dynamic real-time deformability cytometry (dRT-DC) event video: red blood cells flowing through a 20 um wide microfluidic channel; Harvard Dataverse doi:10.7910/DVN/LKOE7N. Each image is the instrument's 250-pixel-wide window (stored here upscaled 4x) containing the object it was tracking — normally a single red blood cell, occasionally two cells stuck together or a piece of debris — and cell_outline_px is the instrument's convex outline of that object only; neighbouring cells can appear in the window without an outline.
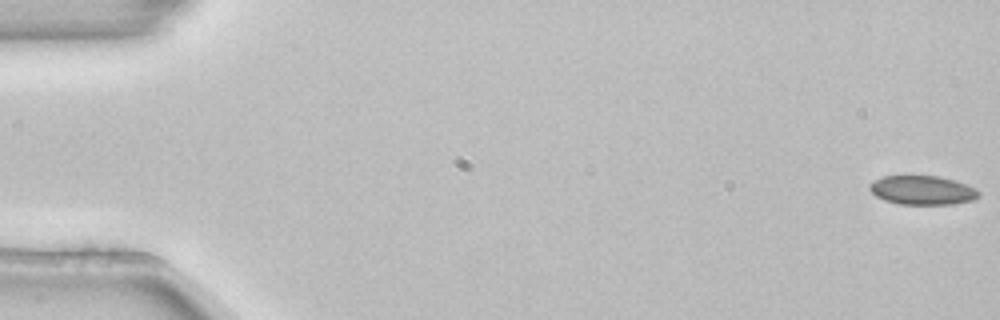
{"species": "common noctule bat (a hibernating species)", "species_latin": "Nyctalus noctula", "temperature_condition": "room temperature", "stored_images_in_passage": 4, "camera_frame_rate_fps": 3000, "um_per_image_px": 0.085, "animal": {"sex": "female", "body_mass_g": 22.7, "forearm_length_mm": 54.2}, "frame": {"image": 1, "passage_image": 1, "time_ms": 0.0, "image_size_px": [1000, 320], "cell_outline_px": [[980, 196], [972, 200], [956, 204], [900, 204], [884, 200], [876, 196], [868, 188], [868, 184], [872, 180], [884, 176], [940, 176], [968, 184], [976, 188], [980, 192]], "centroid_in_image_um": [78.41, 16.16], "position_along_channel_um": 6.6, "area_um2": 18.67}}
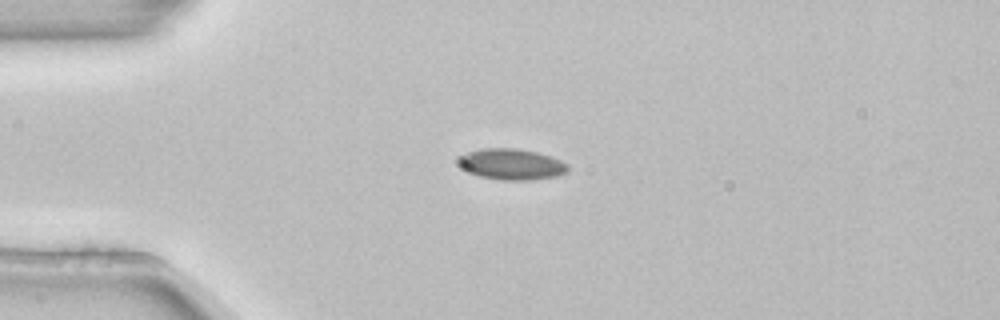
{"frame": {"image": 2, "passage_image": 4, "time_ms": 1.0, "image_size_px": [1000, 320], "cell_outline_px": [[568, 172], [556, 176], [528, 180], [500, 180], [480, 176], [468, 172], [456, 160], [460, 156], [468, 152], [480, 148], [516, 148], [536, 152], [560, 160], [568, 164]], "centroid_in_image_um": [43.47, 13.96], "position_along_channel_um": 41.5, "area_um2": 19.65}}